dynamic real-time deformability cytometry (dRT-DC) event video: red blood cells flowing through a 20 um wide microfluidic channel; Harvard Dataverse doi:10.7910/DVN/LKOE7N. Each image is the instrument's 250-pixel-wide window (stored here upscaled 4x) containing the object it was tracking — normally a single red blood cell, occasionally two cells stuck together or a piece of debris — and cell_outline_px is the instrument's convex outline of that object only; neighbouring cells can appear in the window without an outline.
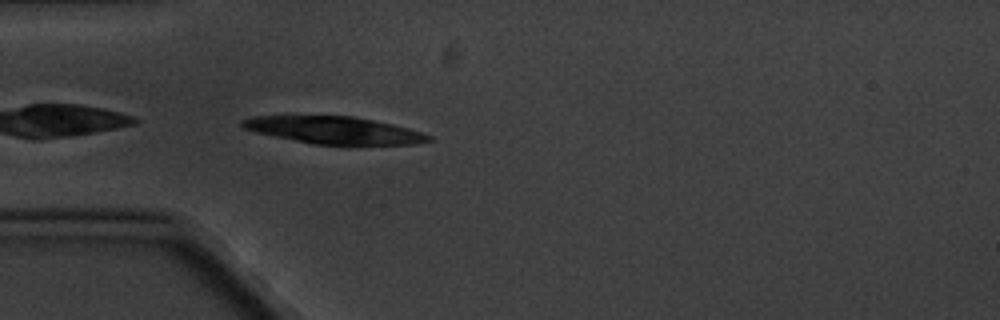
{"species": "common noctule bat (a hibernating species)", "species_latin": "Nyctalus noctula", "temperature_condition": "cold", "stored_images_in_passage": 4, "camera_frame_rate_fps": 3000, "um_per_image_px": 0.085, "animal": {"sex": "male", "body_mass_g": 20.1, "forearm_length_mm": 53.5}, "frame": {"image": 1, "passage_image": 4, "time_ms": 4.667, "image_size_px": [1000, 320], "cell_outline_px": [[432, 140], [412, 144], [312, 144], [256, 132], [244, 128], [240, 124], [240, 120], [252, 116], [288, 112], [352, 116], [392, 124], [408, 128], [432, 136]], "centroid_in_image_um": [28.22, 11.0], "position_along_channel_um": 56.8, "area_um2": 30.58}}